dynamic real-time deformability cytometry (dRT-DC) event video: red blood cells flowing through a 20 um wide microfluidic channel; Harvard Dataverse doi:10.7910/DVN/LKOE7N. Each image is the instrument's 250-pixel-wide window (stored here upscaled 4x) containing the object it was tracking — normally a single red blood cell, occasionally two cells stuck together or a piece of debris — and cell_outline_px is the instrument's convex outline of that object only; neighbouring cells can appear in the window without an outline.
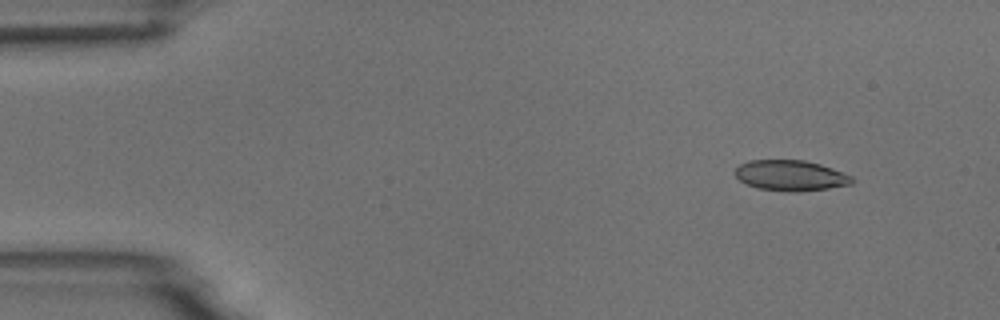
{"species": "common noctule bat (a hibernating species)", "species_latin": "Nyctalus noctula", "temperature_condition": "room temperature", "stored_images_in_passage": 6, "camera_frame_rate_fps": 3000, "um_per_image_px": 0.085, "animal": {"sex": "male", "body_mass_g": 18.8}, "frame": {"image": 1, "passage_image": 2, "time_ms": 1.0, "image_size_px": [1000, 320], "cell_outline_px": [[856, 180], [852, 184], [828, 188], [796, 192], [788, 192], [756, 188], [740, 180], [736, 176], [736, 168], [740, 164], [748, 160], [804, 160], [820, 164], [832, 168], [852, 176]], "centroid_in_image_um": [67.22, 14.92], "position_along_channel_um": 17.8, "area_um2": 20.87}}
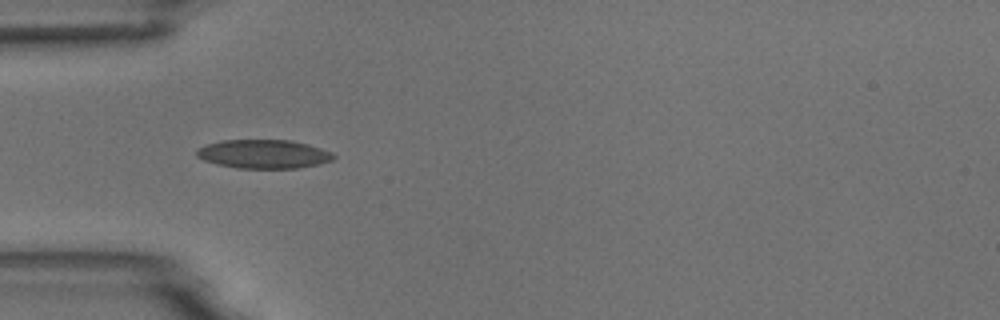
{"frame": {"image": 2, "passage_image": 5, "time_ms": 4.667, "image_size_px": [1000, 320], "cell_outline_px": [[336, 156], [332, 160], [320, 164], [296, 168], [236, 168], [216, 164], [204, 160], [196, 156], [196, 148], [220, 140], [292, 140], [308, 144], [332, 152]], "centroid_in_image_um": [22.4, 13.09], "position_along_channel_um": 62.6, "area_um2": 23.06}}